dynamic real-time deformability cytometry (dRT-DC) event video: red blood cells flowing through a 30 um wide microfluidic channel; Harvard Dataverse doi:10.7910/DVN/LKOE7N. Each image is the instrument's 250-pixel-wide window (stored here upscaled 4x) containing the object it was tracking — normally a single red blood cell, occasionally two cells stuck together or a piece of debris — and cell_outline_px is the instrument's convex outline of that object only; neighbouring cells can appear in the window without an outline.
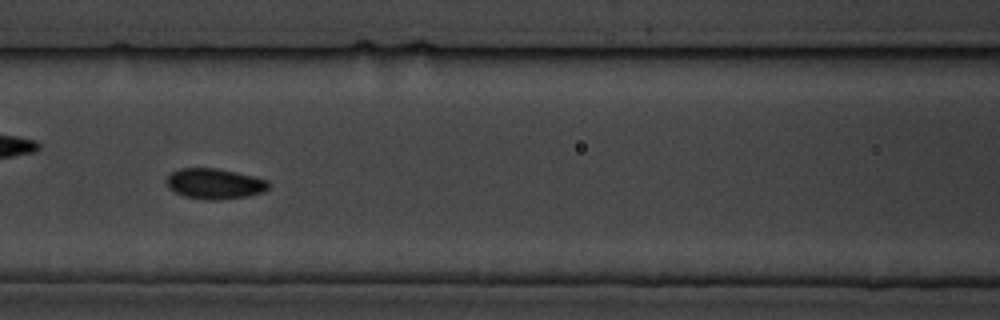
{"species": "common noctule bat (a hibernating species)", "species_latin": "Nyctalus noctula", "temperature_condition": "cold", "stored_images_in_passage": 11, "camera_frame_rate_fps": 3000, "um_per_image_px": 0.085, "animal": {"sex": "male", "body_mass_g": 19.5, "forearm_length_mm": 54.6}, "frame": {"image": 1, "passage_image": 8, "time_ms": 9.0, "image_size_px": [1000, 320], "cell_outline_px": [[268, 188], [264, 192], [248, 196], [216, 200], [208, 200], [184, 196], [168, 188], [164, 180], [172, 172], [180, 168], [216, 168], [236, 172], [268, 180]], "centroid_in_image_um": [18.21, 15.61], "position_along_channel_um": 148.4, "area_um2": 18.15}}
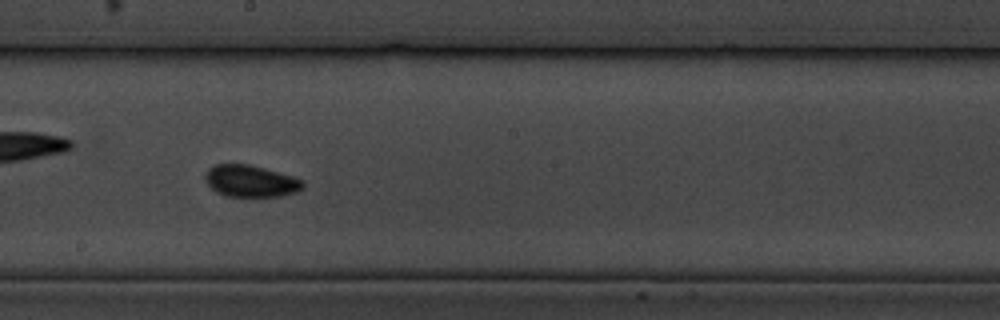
{"frame": {"image": 2, "passage_image": 10, "time_ms": 11.333, "image_size_px": [1000, 320], "cell_outline_px": [[304, 188], [296, 192], [284, 196], [224, 196], [216, 192], [204, 180], [204, 172], [208, 168], [216, 164], [248, 164], [264, 168], [292, 176], [304, 180]], "centroid_in_image_um": [21.29, 15.39], "position_along_channel_um": 226.9, "area_um2": 18.26}}